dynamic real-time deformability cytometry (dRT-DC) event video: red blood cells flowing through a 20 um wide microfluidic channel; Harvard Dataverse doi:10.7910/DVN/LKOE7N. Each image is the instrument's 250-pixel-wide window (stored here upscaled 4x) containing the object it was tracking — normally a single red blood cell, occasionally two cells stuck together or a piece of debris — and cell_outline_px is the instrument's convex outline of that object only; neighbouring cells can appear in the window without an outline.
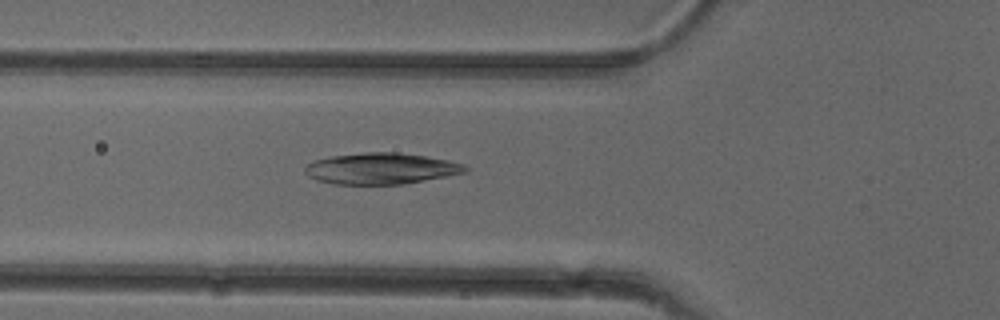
{"species": "common noctule bat (a hibernating species)", "species_latin": "Nyctalus noctula", "temperature_condition": "cold", "stored_images_in_passage": 51, "camera_frame_rate_fps": 3000, "um_per_image_px": 0.085, "animal": {"sex": "female"}, "frame": {"image": 1, "passage_image": 18, "time_ms": 5.667, "image_size_px": [1000, 320], "cell_outline_px": [[468, 172], [448, 176], [404, 184], [332, 184], [316, 180], [308, 176], [304, 172], [304, 168], [312, 160], [332, 156], [364, 152], [396, 152], [424, 156], [448, 160], [464, 164], [468, 168]], "centroid_in_image_um": [32.38, 14.33], "position_along_channel_um": 93.4, "area_um2": 29.3}}
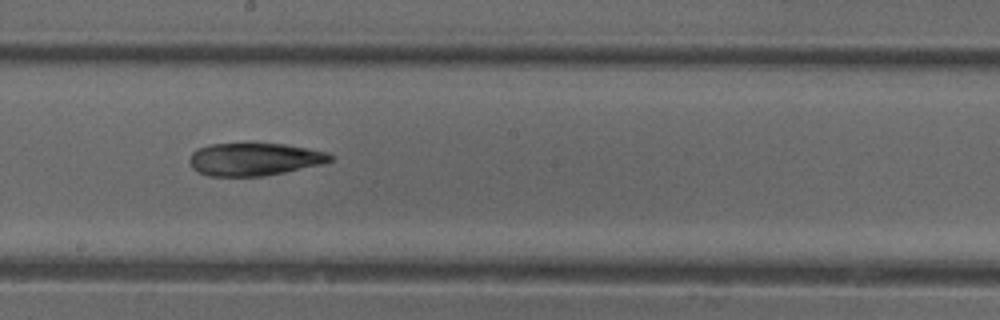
{"frame": {"image": 2, "passage_image": 28, "time_ms": 9.0, "image_size_px": [1000, 320], "cell_outline_px": [[336, 156], [332, 160], [320, 164], [284, 172], [264, 176], [208, 176], [196, 172], [192, 168], [188, 160], [192, 152], [196, 148], [208, 144], [252, 140], [284, 144], [308, 148], [328, 152]], "centroid_in_image_um": [21.56, 13.48], "position_along_channel_um": 226.6, "area_um2": 28.03}}
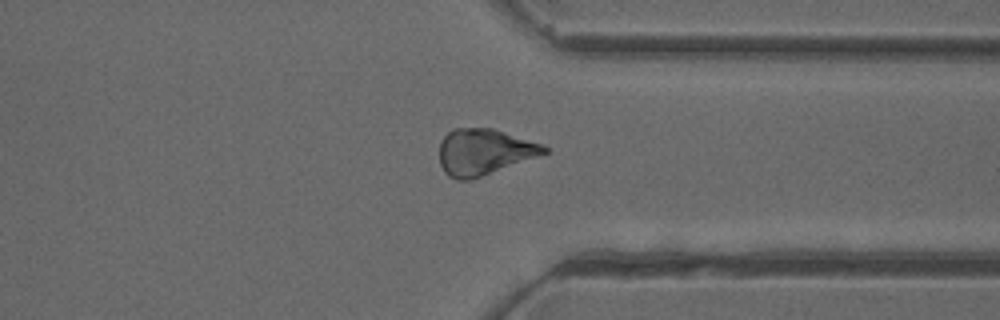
{"frame": {"image": 3, "passage_image": 39, "time_ms": 12.667, "image_size_px": [1000, 320], "cell_outline_px": [[548, 152], [472, 180], [456, 180], [448, 176], [444, 172], [440, 164], [440, 140], [452, 128], [492, 128], [540, 144], [548, 148]], "centroid_in_image_um": [41.08, 12.92], "position_along_channel_um": 370.3, "area_um2": 27.92}}